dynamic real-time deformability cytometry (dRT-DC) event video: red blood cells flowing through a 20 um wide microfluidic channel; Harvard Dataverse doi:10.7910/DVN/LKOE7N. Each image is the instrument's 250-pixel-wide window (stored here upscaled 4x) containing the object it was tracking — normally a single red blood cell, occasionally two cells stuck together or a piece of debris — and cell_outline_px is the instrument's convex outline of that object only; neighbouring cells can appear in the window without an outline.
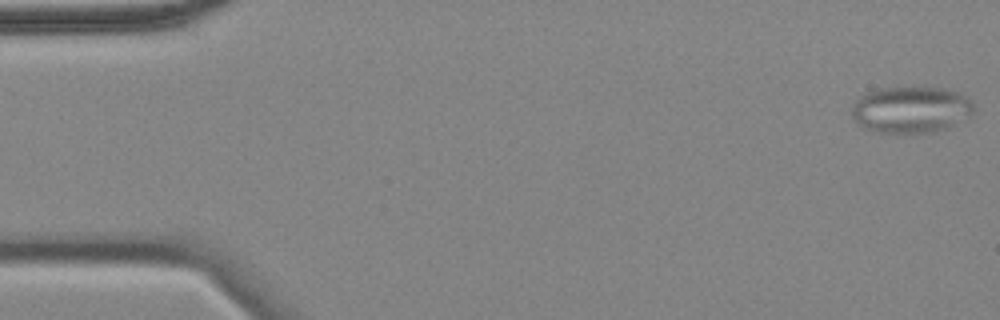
{"species": "common noctule bat (a hibernating species)", "species_latin": "Nyctalus noctula", "temperature_condition": "cold", "stored_images_in_passage": 56, "camera_frame_rate_fps": 3000, "um_per_image_px": 0.085, "animal": {"sex": "female", "body_mass_g": 18.4}, "frame": {"image": 1, "passage_image": 1, "time_ms": 0.0, "image_size_px": [1000, 320], "cell_outline_px": [[972, 116], [968, 120], [948, 128], [936, 132], [872, 132], [856, 124], [852, 120], [852, 104], [856, 96], [864, 92], [876, 88], [944, 88], [960, 92], [968, 96], [972, 100]], "centroid_in_image_um": [77.41, 9.32], "position_along_channel_um": 7.6, "area_um2": 33.93}}
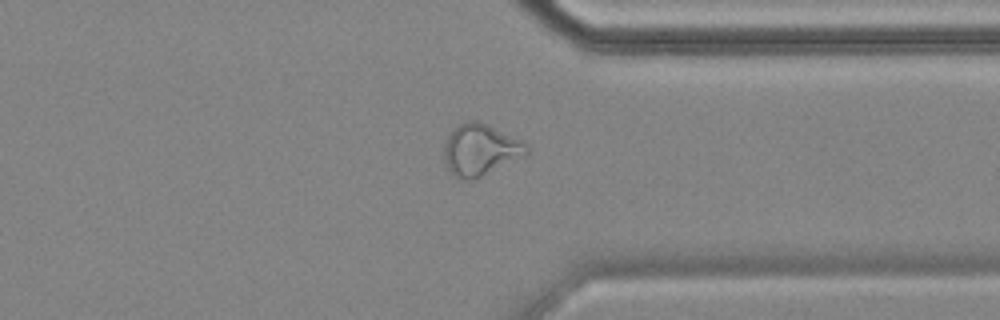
{"frame": {"image": 2, "passage_image": 43, "time_ms": 14.0, "image_size_px": [1000, 320], "cell_outline_px": [[528, 152], [524, 156], [480, 176], [468, 180], [464, 180], [452, 176], [448, 168], [444, 156], [444, 144], [448, 136], [460, 124], [468, 120], [476, 120], [488, 124], [524, 140], [528, 144]], "centroid_in_image_um": [40.85, 12.71], "position_along_channel_um": 370.6, "area_um2": 24.62}}
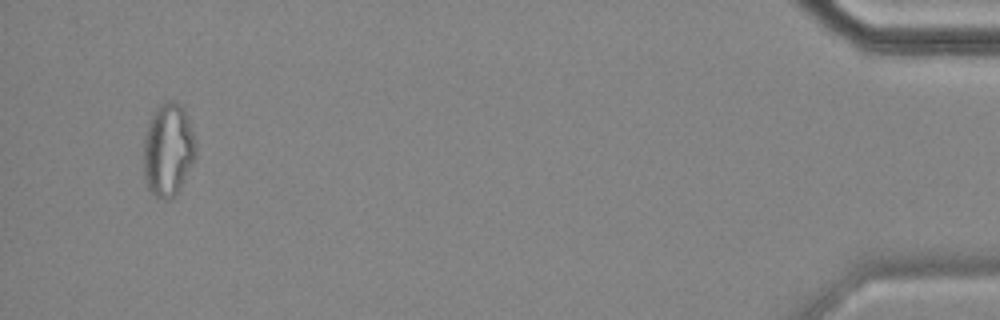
{"frame": {"image": 3, "passage_image": 54, "time_ms": 17.667, "image_size_px": [1000, 320], "cell_outline_px": [[196, 156], [176, 196], [172, 200], [164, 200], [156, 196], [148, 188], [144, 180], [144, 136], [148, 124], [156, 108], [164, 100], [172, 100], [180, 104], [184, 108], [196, 144]], "centroid_in_image_um": [14.29, 12.75], "position_along_channel_um": 420.9, "area_um2": 28.44}, "authors_computed_cell_mechanics": {"area_um2": 25.3453, "velocity_mm_per_s": 3.5196, "shape_relaxation_time_tau1_ms": null, "shape_relaxation_time_tau2_ms": 1.9244, "deformation_change_tau1": null, "deformation_change_tau2": 0.0848}}